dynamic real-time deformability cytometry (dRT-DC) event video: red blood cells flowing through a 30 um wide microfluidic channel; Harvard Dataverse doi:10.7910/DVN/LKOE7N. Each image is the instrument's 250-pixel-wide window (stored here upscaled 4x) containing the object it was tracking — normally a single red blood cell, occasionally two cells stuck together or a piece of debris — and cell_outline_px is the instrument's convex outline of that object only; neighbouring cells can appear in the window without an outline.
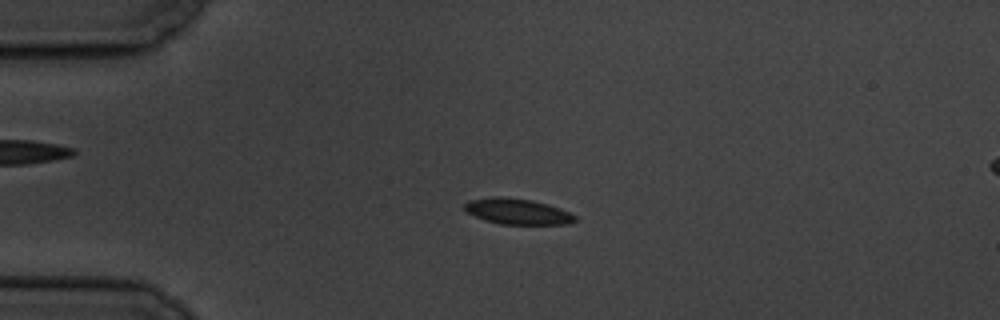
{"species": "common noctule bat (a hibernating species)", "species_latin": "Nyctalus noctula", "temperature_condition": "cold", "stored_images_in_passage": 5, "segment_of_instrument_passage": [1, 2], "camera_frame_rate_fps": 3000, "um_per_image_px": 0.085, "animal": {"sex": "male", "body_mass_g": 19.5, "forearm_length_mm": 54.6}, "frame": {"image": 1, "passage_image": 3, "time_ms": 3.333, "image_size_px": [1000, 320], "cell_outline_px": [[576, 220], [568, 224], [500, 224], [484, 220], [468, 212], [464, 208], [464, 204], [468, 200], [492, 196], [500, 196], [532, 200], [548, 204], [560, 208], [576, 216]], "centroid_in_image_um": [43.97, 17.96], "position_along_channel_um": 41.0, "area_um2": 16.59}}